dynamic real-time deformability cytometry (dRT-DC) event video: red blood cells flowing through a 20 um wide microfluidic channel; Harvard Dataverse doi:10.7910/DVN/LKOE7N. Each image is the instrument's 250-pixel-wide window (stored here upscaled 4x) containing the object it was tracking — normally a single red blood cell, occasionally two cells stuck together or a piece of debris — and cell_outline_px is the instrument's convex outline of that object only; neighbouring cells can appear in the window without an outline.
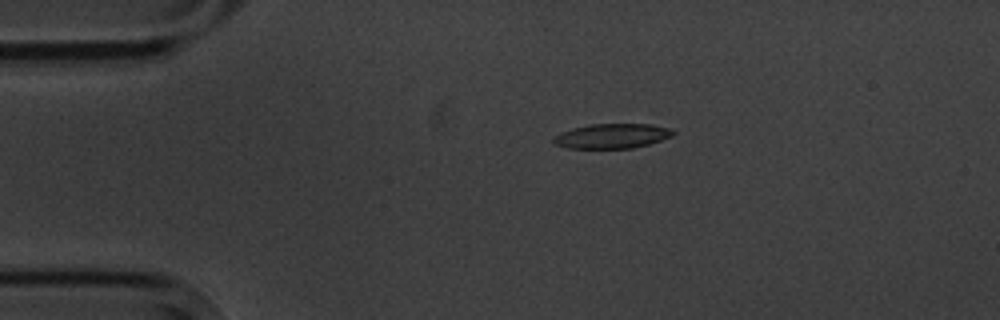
{"species": "common noctule bat (a hibernating species)", "species_latin": "Nyctalus noctula", "temperature_condition": "cold", "stored_images_in_passage": 5, "camera_frame_rate_fps": 3000, "um_per_image_px": 0.085, "animal": {"sex": "male", "body_mass_g": 20.1, "forearm_length_mm": 53.5}, "frame": {"image": 1, "passage_image": 5, "time_ms": 5.667, "image_size_px": [1000, 320], "cell_outline_px": [[676, 132], [672, 136], [648, 144], [632, 148], [568, 148], [556, 144], [552, 140], [560, 132], [572, 128], [588, 124], [652, 124], [668, 128]], "centroid_in_image_um": [52.02, 11.55], "position_along_channel_um": 33.0, "area_um2": 17.11}}